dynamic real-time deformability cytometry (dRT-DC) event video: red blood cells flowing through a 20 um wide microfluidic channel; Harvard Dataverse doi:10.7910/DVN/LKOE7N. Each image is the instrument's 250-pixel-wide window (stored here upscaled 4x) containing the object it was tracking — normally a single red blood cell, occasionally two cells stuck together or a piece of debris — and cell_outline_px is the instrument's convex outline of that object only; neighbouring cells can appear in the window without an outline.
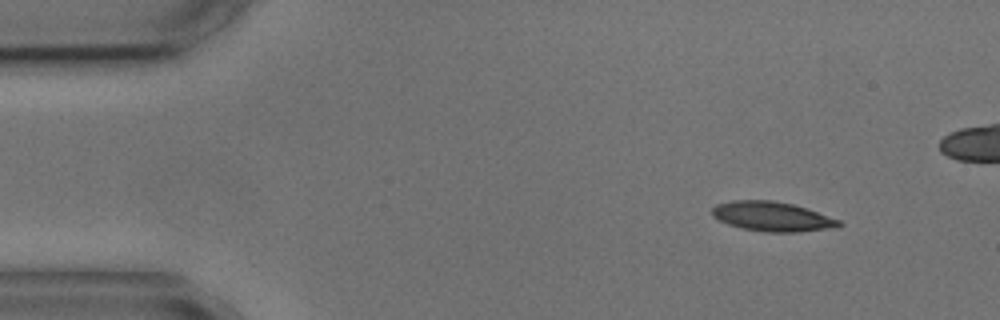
{"species": "common noctule bat (a hibernating species)", "species_latin": "Nyctalus noctula", "temperature_condition": "cold", "stored_images_in_passage": 2, "segment_of_instrument_passage": [2, 2], "camera_frame_rate_fps": 3000, "um_per_image_px": 0.085, "animal": {"sex": "male", "body_mass_g": 17.9, "forearm_length_mm": 54.2}, "frame": {"image": 1, "passage_image": 2, "time_ms": 2.0, "image_size_px": [1000, 320], "cell_outline_px": [[844, 224], [840, 228], [796, 232], [768, 232], [744, 228], [728, 224], [712, 216], [712, 208], [716, 204], [732, 200], [772, 200], [792, 204], [808, 208], [840, 220]], "centroid_in_image_um": [65.7, 18.4], "position_along_channel_um": 19.3, "area_um2": 22.02}}